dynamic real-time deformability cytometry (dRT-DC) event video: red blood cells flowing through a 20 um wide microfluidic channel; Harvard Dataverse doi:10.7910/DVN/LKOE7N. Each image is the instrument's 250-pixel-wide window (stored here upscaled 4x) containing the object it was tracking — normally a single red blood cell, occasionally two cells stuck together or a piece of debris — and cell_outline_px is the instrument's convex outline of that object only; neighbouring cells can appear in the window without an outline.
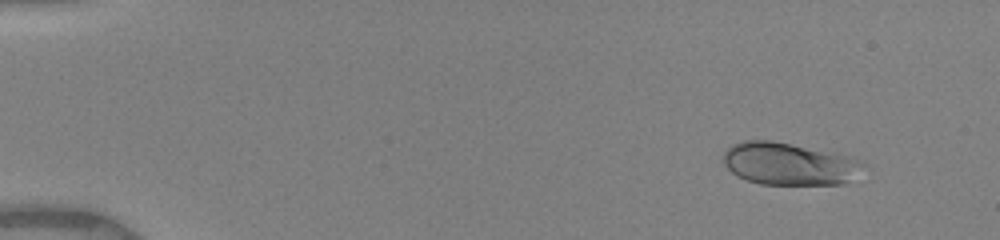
{"species": "human", "species_latin": "Homo sapiens", "temperature_condition": "warm", "stored_images_in_passage": 30, "camera_frame_rate_fps": 3000, "um_per_image_px": 0.085, "donor": {"sex": "female"}, "frame": {"image": 1, "passage_image": 4, "time_ms": 1.0, "image_size_px": [1000, 240], "cell_outline_px": [[864, 164], [840, 184], [760, 184], [736, 176], [724, 164], [724, 152], [732, 144], [744, 140], [772, 140], [856, 160]], "centroid_in_image_um": [66.86, 13.93], "position_along_channel_um": 18.1, "area_um2": 32.89}}
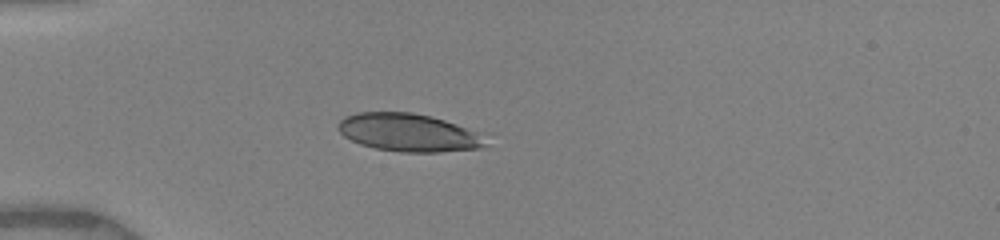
{"frame": {"image": 2, "passage_image": 24, "time_ms": 4.333, "image_size_px": [1000, 240], "cell_outline_px": [[488, 144], [480, 148], [440, 152], [400, 152], [376, 148], [360, 144], [344, 136], [336, 128], [336, 124], [344, 116], [356, 112], [412, 112], [444, 120], [456, 124], [476, 132]], "centroid_in_image_um": [34.65, 11.26], "position_along_channel_um": 50.4, "area_um2": 32.43}}
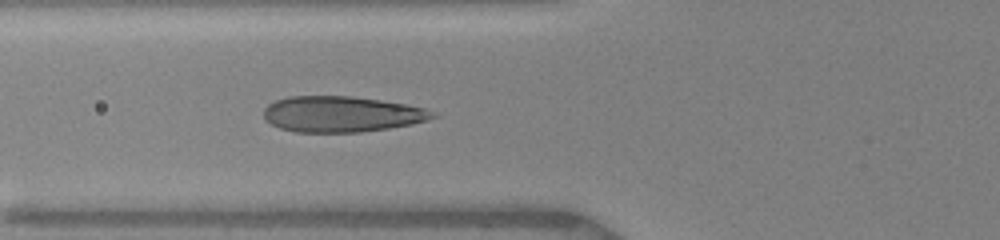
{"frame": {"image": 3, "passage_image": 30, "time_ms": 6.0, "image_size_px": [1000, 240], "cell_outline_px": [[440, 116], [428, 120], [412, 124], [388, 128], [360, 132], [296, 132], [280, 128], [264, 120], [264, 108], [268, 104], [276, 100], [288, 96], [348, 96], [380, 100], [404, 104], [424, 108]], "centroid_in_image_um": [29.01, 9.7], "position_along_channel_um": 96.8, "area_um2": 35.2}}